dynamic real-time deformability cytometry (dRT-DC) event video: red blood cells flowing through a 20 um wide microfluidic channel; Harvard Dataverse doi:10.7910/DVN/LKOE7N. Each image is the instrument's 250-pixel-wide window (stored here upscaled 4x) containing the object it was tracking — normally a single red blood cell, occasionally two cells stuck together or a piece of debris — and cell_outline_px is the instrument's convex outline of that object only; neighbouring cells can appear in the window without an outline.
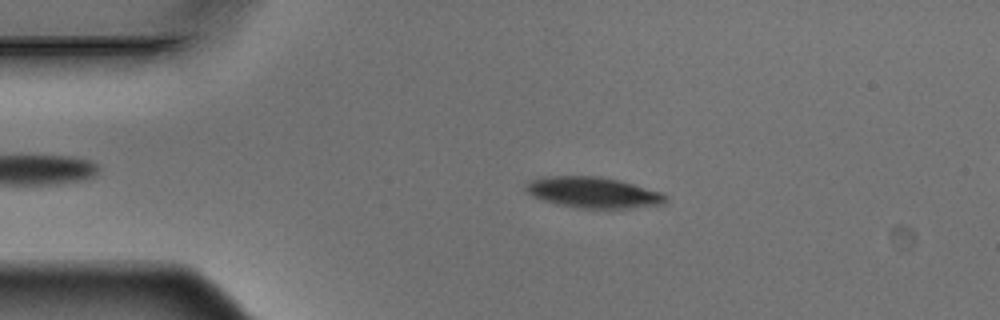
{"species": "Egyptian fruit bat (a non-hibernating species)", "species_latin": "Rousettus aegyptiacus", "temperature_condition": "warm", "stored_images_in_passage": 3, "camera_frame_rate_fps": 3000, "um_per_image_px": 0.085, "animal": {"sex": "male"}, "frame": {"image": 1, "passage_image": 2, "time_ms": 0.333, "image_size_px": [1000, 320], "cell_outline_px": [[668, 200], [664, 204], [628, 208], [580, 208], [556, 204], [544, 200], [528, 192], [524, 188], [524, 184], [532, 180], [544, 176], [600, 176], [620, 180], [660, 192], [668, 196]], "centroid_in_image_um": [50.44, 16.35], "position_along_channel_um": 34.6, "area_um2": 25.09}}